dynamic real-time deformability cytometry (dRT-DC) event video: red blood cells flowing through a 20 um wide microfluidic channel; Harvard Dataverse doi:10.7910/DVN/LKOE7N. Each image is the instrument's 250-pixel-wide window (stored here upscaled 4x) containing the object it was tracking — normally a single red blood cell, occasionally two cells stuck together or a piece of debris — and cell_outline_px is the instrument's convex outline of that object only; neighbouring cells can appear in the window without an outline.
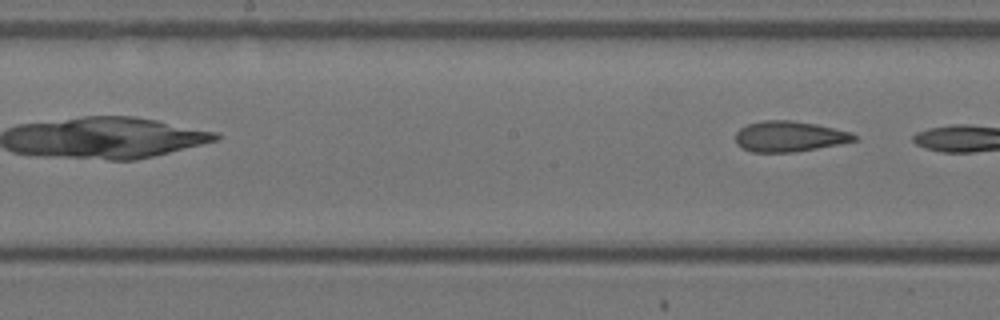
{"species": "Egyptian fruit bat (a non-hibernating species)", "species_latin": "Rousettus aegyptiacus", "temperature_condition": "warm", "stored_images_in_passage": 12, "camera_frame_rate_fps": 3000, "um_per_image_px": 0.085, "animal": {"sex": "female"}, "frame": {"image": 1, "passage_image": 12, "time_ms": 3.667, "image_size_px": [1000, 320], "cell_outline_px": [[860, 136], [856, 140], [816, 148], [792, 152], [752, 152], [740, 148], [736, 144], [736, 132], [740, 128], [748, 124], [764, 120], [792, 120], [816, 124], [852, 132]], "centroid_in_image_um": [67.07, 11.59], "position_along_channel_um": 181.1, "area_um2": 21.15}}